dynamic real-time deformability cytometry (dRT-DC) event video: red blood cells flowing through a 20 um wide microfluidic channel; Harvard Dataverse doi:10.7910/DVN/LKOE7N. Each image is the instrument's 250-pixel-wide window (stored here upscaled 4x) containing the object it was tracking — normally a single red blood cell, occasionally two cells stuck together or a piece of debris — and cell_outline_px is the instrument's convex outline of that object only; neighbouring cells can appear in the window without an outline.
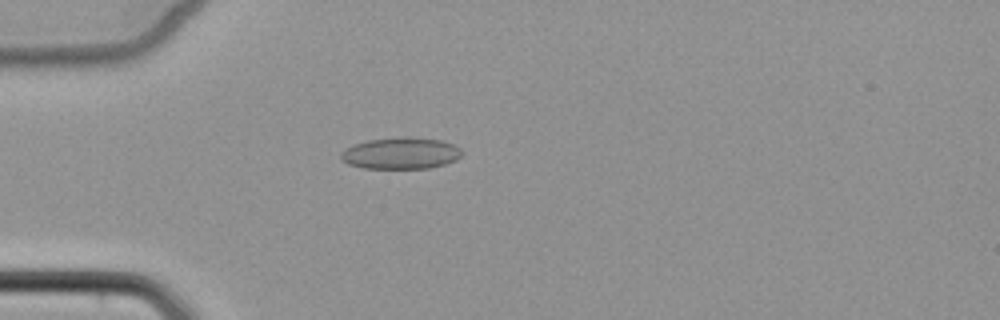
{"species": "common noctule bat (a hibernating species)", "species_latin": "Nyctalus noctula", "temperature_condition": "cold", "stored_images_in_passage": 4, "camera_frame_rate_fps": 3000, "um_per_image_px": 0.085, "animal": {"sex": "female", "body_mass_g": 22.7, "forearm_length_mm": 54.2}, "frame": {"image": 1, "passage_image": 4, "time_ms": 3.667, "image_size_px": [1000, 320], "cell_outline_px": [[464, 152], [456, 160], [444, 164], [428, 168], [364, 168], [348, 164], [340, 160], [340, 152], [356, 144], [368, 140], [404, 136], [408, 136], [440, 140], [452, 144], [460, 148]], "centroid_in_image_um": [34.07, 13.02], "position_along_channel_um": 50.9, "area_um2": 22.25}}